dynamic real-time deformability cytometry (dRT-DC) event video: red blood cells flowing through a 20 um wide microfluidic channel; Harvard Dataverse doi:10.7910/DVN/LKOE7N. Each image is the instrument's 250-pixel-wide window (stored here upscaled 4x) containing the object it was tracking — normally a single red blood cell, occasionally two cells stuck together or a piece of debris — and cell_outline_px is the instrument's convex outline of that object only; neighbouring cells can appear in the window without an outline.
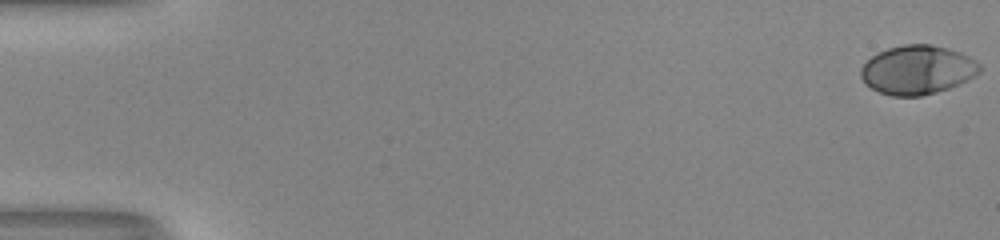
{"species": "human", "species_latin": "Homo sapiens", "temperature_condition": "room temperature", "stored_images_in_passage": 53, "camera_frame_rate_fps": 3000, "um_per_image_px": 0.085, "donor": {"sex": "male"}, "frame": {"image": 1, "passage_image": 1, "time_ms": 0.0, "image_size_px": [1000, 240], "cell_outline_px": [[980, 72], [976, 76], [960, 84], [936, 92], [920, 96], [892, 96], [880, 92], [864, 84], [860, 76], [860, 68], [876, 52], [888, 48], [904, 44], [932, 44], [960, 52], [976, 60], [980, 64]], "centroid_in_image_um": [77.98, 5.94], "position_along_channel_um": 7.0, "area_um2": 34.1}}
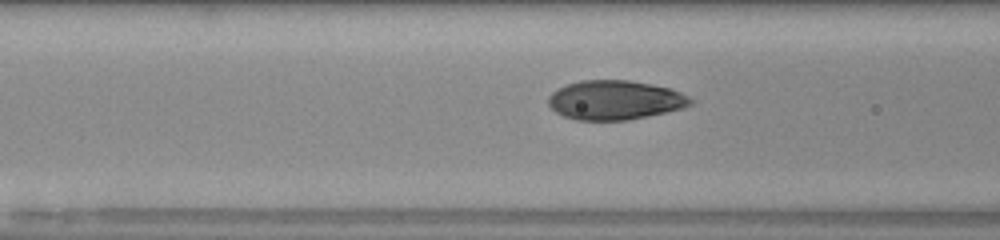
{"frame": {"image": 2, "passage_image": 23, "time_ms": 7.333, "image_size_px": [1000, 240], "cell_outline_px": [[696, 100], [692, 104], [684, 108], [668, 112], [628, 120], [576, 120], [564, 116], [556, 112], [548, 104], [548, 96], [556, 88], [580, 80], [628, 80], [652, 84], [668, 88], [680, 92]], "centroid_in_image_um": [52.28, 8.51], "position_along_channel_um": 114.3, "area_um2": 32.77}}
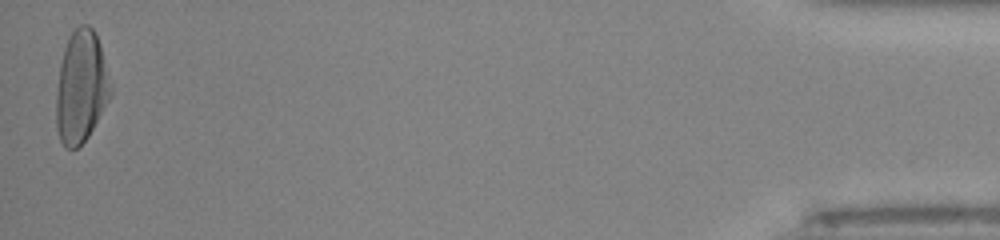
{"frame": {"image": 3, "passage_image": 53, "time_ms": 17.333, "image_size_px": [1000, 240], "cell_outline_px": [[112, 92], [108, 100], [88, 136], [76, 148], [64, 148], [60, 140], [56, 128], [56, 92], [60, 64], [64, 48], [72, 32], [80, 24], [88, 24], [92, 28], [100, 44], [112, 84]], "centroid_in_image_um": [6.89, 7.39], "position_along_channel_um": 428.3, "area_um2": 35.43}, "authors_computed_cell_mechanics": {"area_um2": 33.1772, "velocity_mm_per_s": 4.066, "shape_relaxation_time_tau1_ms": 3.535, "shape_relaxation_time_tau2_ms": null, "deformation_change_tau1": 0.2156, "deformation_change_tau2": null}}